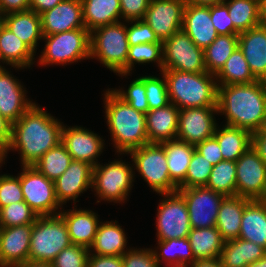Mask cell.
Instances as JSON below:
<instances>
[{"label": "cell", "instance_id": "obj_17", "mask_svg": "<svg viewBox=\"0 0 266 267\" xmlns=\"http://www.w3.org/2000/svg\"><path fill=\"white\" fill-rule=\"evenodd\" d=\"M98 135L81 126L63 125L61 143L73 160L87 162L94 167L105 148V140Z\"/></svg>", "mask_w": 266, "mask_h": 267}, {"label": "cell", "instance_id": "obj_31", "mask_svg": "<svg viewBox=\"0 0 266 267\" xmlns=\"http://www.w3.org/2000/svg\"><path fill=\"white\" fill-rule=\"evenodd\" d=\"M216 127L214 137L217 139L223 160L234 161L252 145V133L248 130L229 125Z\"/></svg>", "mask_w": 266, "mask_h": 267}, {"label": "cell", "instance_id": "obj_41", "mask_svg": "<svg viewBox=\"0 0 266 267\" xmlns=\"http://www.w3.org/2000/svg\"><path fill=\"white\" fill-rule=\"evenodd\" d=\"M206 187L224 196H236V163L223 160L213 165Z\"/></svg>", "mask_w": 266, "mask_h": 267}, {"label": "cell", "instance_id": "obj_60", "mask_svg": "<svg viewBox=\"0 0 266 267\" xmlns=\"http://www.w3.org/2000/svg\"><path fill=\"white\" fill-rule=\"evenodd\" d=\"M226 0H185L186 4L196 5V6H213L216 4H222Z\"/></svg>", "mask_w": 266, "mask_h": 267}, {"label": "cell", "instance_id": "obj_48", "mask_svg": "<svg viewBox=\"0 0 266 267\" xmlns=\"http://www.w3.org/2000/svg\"><path fill=\"white\" fill-rule=\"evenodd\" d=\"M125 22L128 23L126 24V33L129 46L142 43H162L145 20L140 19Z\"/></svg>", "mask_w": 266, "mask_h": 267}, {"label": "cell", "instance_id": "obj_34", "mask_svg": "<svg viewBox=\"0 0 266 267\" xmlns=\"http://www.w3.org/2000/svg\"><path fill=\"white\" fill-rule=\"evenodd\" d=\"M157 242L158 246L155 248L156 250H152L159 266L165 261V267H189L196 260L188 237L157 240Z\"/></svg>", "mask_w": 266, "mask_h": 267}, {"label": "cell", "instance_id": "obj_19", "mask_svg": "<svg viewBox=\"0 0 266 267\" xmlns=\"http://www.w3.org/2000/svg\"><path fill=\"white\" fill-rule=\"evenodd\" d=\"M32 224L0 228V267H16L29 261Z\"/></svg>", "mask_w": 266, "mask_h": 267}, {"label": "cell", "instance_id": "obj_52", "mask_svg": "<svg viewBox=\"0 0 266 267\" xmlns=\"http://www.w3.org/2000/svg\"><path fill=\"white\" fill-rule=\"evenodd\" d=\"M150 0H120L121 19L125 21L144 19Z\"/></svg>", "mask_w": 266, "mask_h": 267}, {"label": "cell", "instance_id": "obj_50", "mask_svg": "<svg viewBox=\"0 0 266 267\" xmlns=\"http://www.w3.org/2000/svg\"><path fill=\"white\" fill-rule=\"evenodd\" d=\"M123 267H160L152 248H130L123 256Z\"/></svg>", "mask_w": 266, "mask_h": 267}, {"label": "cell", "instance_id": "obj_42", "mask_svg": "<svg viewBox=\"0 0 266 267\" xmlns=\"http://www.w3.org/2000/svg\"><path fill=\"white\" fill-rule=\"evenodd\" d=\"M157 63L160 72L163 70V43H142L129 46L127 55V74H118L119 76H128L132 74L136 63ZM135 64V65H134Z\"/></svg>", "mask_w": 266, "mask_h": 267}, {"label": "cell", "instance_id": "obj_23", "mask_svg": "<svg viewBox=\"0 0 266 267\" xmlns=\"http://www.w3.org/2000/svg\"><path fill=\"white\" fill-rule=\"evenodd\" d=\"M182 30L199 48L205 50L218 36L211 20L210 6L186 4Z\"/></svg>", "mask_w": 266, "mask_h": 267}, {"label": "cell", "instance_id": "obj_16", "mask_svg": "<svg viewBox=\"0 0 266 267\" xmlns=\"http://www.w3.org/2000/svg\"><path fill=\"white\" fill-rule=\"evenodd\" d=\"M185 0H150L143 20L163 42L182 29Z\"/></svg>", "mask_w": 266, "mask_h": 267}, {"label": "cell", "instance_id": "obj_29", "mask_svg": "<svg viewBox=\"0 0 266 267\" xmlns=\"http://www.w3.org/2000/svg\"><path fill=\"white\" fill-rule=\"evenodd\" d=\"M238 238L266 249V200H250L245 205Z\"/></svg>", "mask_w": 266, "mask_h": 267}, {"label": "cell", "instance_id": "obj_64", "mask_svg": "<svg viewBox=\"0 0 266 267\" xmlns=\"http://www.w3.org/2000/svg\"><path fill=\"white\" fill-rule=\"evenodd\" d=\"M3 163L5 164L4 152L0 150V167H2Z\"/></svg>", "mask_w": 266, "mask_h": 267}, {"label": "cell", "instance_id": "obj_18", "mask_svg": "<svg viewBox=\"0 0 266 267\" xmlns=\"http://www.w3.org/2000/svg\"><path fill=\"white\" fill-rule=\"evenodd\" d=\"M93 166L87 162L72 160L64 173L54 181L56 197L63 207L68 201H73L81 193L92 189Z\"/></svg>", "mask_w": 266, "mask_h": 267}, {"label": "cell", "instance_id": "obj_51", "mask_svg": "<svg viewBox=\"0 0 266 267\" xmlns=\"http://www.w3.org/2000/svg\"><path fill=\"white\" fill-rule=\"evenodd\" d=\"M211 20L218 35L239 34L240 32L233 26V21L228 14L227 6L216 4L210 6Z\"/></svg>", "mask_w": 266, "mask_h": 267}, {"label": "cell", "instance_id": "obj_30", "mask_svg": "<svg viewBox=\"0 0 266 267\" xmlns=\"http://www.w3.org/2000/svg\"><path fill=\"white\" fill-rule=\"evenodd\" d=\"M35 53L6 26L0 27V63L24 69L33 66Z\"/></svg>", "mask_w": 266, "mask_h": 267}, {"label": "cell", "instance_id": "obj_40", "mask_svg": "<svg viewBox=\"0 0 266 267\" xmlns=\"http://www.w3.org/2000/svg\"><path fill=\"white\" fill-rule=\"evenodd\" d=\"M72 160L65 146L60 142L39 158L33 166L54 182L69 167Z\"/></svg>", "mask_w": 266, "mask_h": 267}, {"label": "cell", "instance_id": "obj_58", "mask_svg": "<svg viewBox=\"0 0 266 267\" xmlns=\"http://www.w3.org/2000/svg\"><path fill=\"white\" fill-rule=\"evenodd\" d=\"M62 1L63 0H30L29 10L41 15L43 12L51 10Z\"/></svg>", "mask_w": 266, "mask_h": 267}, {"label": "cell", "instance_id": "obj_27", "mask_svg": "<svg viewBox=\"0 0 266 267\" xmlns=\"http://www.w3.org/2000/svg\"><path fill=\"white\" fill-rule=\"evenodd\" d=\"M117 223L118 221L112 220L100 222L94 242L89 248L90 254L123 256L130 250L127 248L125 230Z\"/></svg>", "mask_w": 266, "mask_h": 267}, {"label": "cell", "instance_id": "obj_3", "mask_svg": "<svg viewBox=\"0 0 266 267\" xmlns=\"http://www.w3.org/2000/svg\"><path fill=\"white\" fill-rule=\"evenodd\" d=\"M103 101L116 154H128L133 149L149 144L144 113L119 98L111 88L105 91Z\"/></svg>", "mask_w": 266, "mask_h": 267}, {"label": "cell", "instance_id": "obj_55", "mask_svg": "<svg viewBox=\"0 0 266 267\" xmlns=\"http://www.w3.org/2000/svg\"><path fill=\"white\" fill-rule=\"evenodd\" d=\"M30 0H0V13L4 16L10 13L27 11Z\"/></svg>", "mask_w": 266, "mask_h": 267}, {"label": "cell", "instance_id": "obj_9", "mask_svg": "<svg viewBox=\"0 0 266 267\" xmlns=\"http://www.w3.org/2000/svg\"><path fill=\"white\" fill-rule=\"evenodd\" d=\"M134 170L143 177L149 187L157 194L173 193L178 187L171 181L166 153L159 143H149L131 150Z\"/></svg>", "mask_w": 266, "mask_h": 267}, {"label": "cell", "instance_id": "obj_13", "mask_svg": "<svg viewBox=\"0 0 266 267\" xmlns=\"http://www.w3.org/2000/svg\"><path fill=\"white\" fill-rule=\"evenodd\" d=\"M236 163V196L266 200V164L251 146Z\"/></svg>", "mask_w": 266, "mask_h": 267}, {"label": "cell", "instance_id": "obj_63", "mask_svg": "<svg viewBox=\"0 0 266 267\" xmlns=\"http://www.w3.org/2000/svg\"><path fill=\"white\" fill-rule=\"evenodd\" d=\"M247 267H266V254L258 261L249 264Z\"/></svg>", "mask_w": 266, "mask_h": 267}, {"label": "cell", "instance_id": "obj_44", "mask_svg": "<svg viewBox=\"0 0 266 267\" xmlns=\"http://www.w3.org/2000/svg\"><path fill=\"white\" fill-rule=\"evenodd\" d=\"M212 167V163L207 161L205 157L194 150L185 180L178 186V188L206 186L210 178Z\"/></svg>", "mask_w": 266, "mask_h": 267}, {"label": "cell", "instance_id": "obj_37", "mask_svg": "<svg viewBox=\"0 0 266 267\" xmlns=\"http://www.w3.org/2000/svg\"><path fill=\"white\" fill-rule=\"evenodd\" d=\"M215 78L218 85L247 84L257 81L239 47L226 60Z\"/></svg>", "mask_w": 266, "mask_h": 267}, {"label": "cell", "instance_id": "obj_46", "mask_svg": "<svg viewBox=\"0 0 266 267\" xmlns=\"http://www.w3.org/2000/svg\"><path fill=\"white\" fill-rule=\"evenodd\" d=\"M161 78L153 75L144 76L146 99L150 110L162 108L170 103L167 84L163 74Z\"/></svg>", "mask_w": 266, "mask_h": 267}, {"label": "cell", "instance_id": "obj_62", "mask_svg": "<svg viewBox=\"0 0 266 267\" xmlns=\"http://www.w3.org/2000/svg\"><path fill=\"white\" fill-rule=\"evenodd\" d=\"M260 17L262 23L266 24V0H260Z\"/></svg>", "mask_w": 266, "mask_h": 267}, {"label": "cell", "instance_id": "obj_61", "mask_svg": "<svg viewBox=\"0 0 266 267\" xmlns=\"http://www.w3.org/2000/svg\"><path fill=\"white\" fill-rule=\"evenodd\" d=\"M16 267H52L51 263L26 261Z\"/></svg>", "mask_w": 266, "mask_h": 267}, {"label": "cell", "instance_id": "obj_4", "mask_svg": "<svg viewBox=\"0 0 266 267\" xmlns=\"http://www.w3.org/2000/svg\"><path fill=\"white\" fill-rule=\"evenodd\" d=\"M170 103L179 109L217 106L218 84L208 72L189 73L164 69Z\"/></svg>", "mask_w": 266, "mask_h": 267}, {"label": "cell", "instance_id": "obj_54", "mask_svg": "<svg viewBox=\"0 0 266 267\" xmlns=\"http://www.w3.org/2000/svg\"><path fill=\"white\" fill-rule=\"evenodd\" d=\"M87 267H123L122 256L95 255L88 256Z\"/></svg>", "mask_w": 266, "mask_h": 267}, {"label": "cell", "instance_id": "obj_15", "mask_svg": "<svg viewBox=\"0 0 266 267\" xmlns=\"http://www.w3.org/2000/svg\"><path fill=\"white\" fill-rule=\"evenodd\" d=\"M216 113L217 106L180 109L177 139L196 146L212 137L218 125Z\"/></svg>", "mask_w": 266, "mask_h": 267}, {"label": "cell", "instance_id": "obj_49", "mask_svg": "<svg viewBox=\"0 0 266 267\" xmlns=\"http://www.w3.org/2000/svg\"><path fill=\"white\" fill-rule=\"evenodd\" d=\"M21 201H24V198L20 183V173L17 176L0 174V208Z\"/></svg>", "mask_w": 266, "mask_h": 267}, {"label": "cell", "instance_id": "obj_32", "mask_svg": "<svg viewBox=\"0 0 266 267\" xmlns=\"http://www.w3.org/2000/svg\"><path fill=\"white\" fill-rule=\"evenodd\" d=\"M85 28L93 29L121 21L120 0H81Z\"/></svg>", "mask_w": 266, "mask_h": 267}, {"label": "cell", "instance_id": "obj_11", "mask_svg": "<svg viewBox=\"0 0 266 267\" xmlns=\"http://www.w3.org/2000/svg\"><path fill=\"white\" fill-rule=\"evenodd\" d=\"M159 195L164 198L157 208V240L188 237L191 225L184 197L178 191Z\"/></svg>", "mask_w": 266, "mask_h": 267}, {"label": "cell", "instance_id": "obj_65", "mask_svg": "<svg viewBox=\"0 0 266 267\" xmlns=\"http://www.w3.org/2000/svg\"><path fill=\"white\" fill-rule=\"evenodd\" d=\"M4 16L0 13V27L3 25Z\"/></svg>", "mask_w": 266, "mask_h": 267}, {"label": "cell", "instance_id": "obj_43", "mask_svg": "<svg viewBox=\"0 0 266 267\" xmlns=\"http://www.w3.org/2000/svg\"><path fill=\"white\" fill-rule=\"evenodd\" d=\"M37 214L25 202H15L0 208V228L33 224Z\"/></svg>", "mask_w": 266, "mask_h": 267}, {"label": "cell", "instance_id": "obj_22", "mask_svg": "<svg viewBox=\"0 0 266 267\" xmlns=\"http://www.w3.org/2000/svg\"><path fill=\"white\" fill-rule=\"evenodd\" d=\"M238 47L242 51L253 76L266 81V24L261 23L238 34Z\"/></svg>", "mask_w": 266, "mask_h": 267}, {"label": "cell", "instance_id": "obj_12", "mask_svg": "<svg viewBox=\"0 0 266 267\" xmlns=\"http://www.w3.org/2000/svg\"><path fill=\"white\" fill-rule=\"evenodd\" d=\"M162 43L163 70L207 72L204 64V50L199 48L182 29Z\"/></svg>", "mask_w": 266, "mask_h": 267}, {"label": "cell", "instance_id": "obj_1", "mask_svg": "<svg viewBox=\"0 0 266 267\" xmlns=\"http://www.w3.org/2000/svg\"><path fill=\"white\" fill-rule=\"evenodd\" d=\"M34 103L16 122L12 123L11 141L4 159L19 151L21 166H33L47 151L61 142L63 122Z\"/></svg>", "mask_w": 266, "mask_h": 267}, {"label": "cell", "instance_id": "obj_38", "mask_svg": "<svg viewBox=\"0 0 266 267\" xmlns=\"http://www.w3.org/2000/svg\"><path fill=\"white\" fill-rule=\"evenodd\" d=\"M237 47L238 34L218 35L204 50L206 71L216 75Z\"/></svg>", "mask_w": 266, "mask_h": 267}, {"label": "cell", "instance_id": "obj_24", "mask_svg": "<svg viewBox=\"0 0 266 267\" xmlns=\"http://www.w3.org/2000/svg\"><path fill=\"white\" fill-rule=\"evenodd\" d=\"M63 208L59 215L64 219L72 244L90 248L94 242L100 220L92 210Z\"/></svg>", "mask_w": 266, "mask_h": 267}, {"label": "cell", "instance_id": "obj_5", "mask_svg": "<svg viewBox=\"0 0 266 267\" xmlns=\"http://www.w3.org/2000/svg\"><path fill=\"white\" fill-rule=\"evenodd\" d=\"M128 50L124 21L100 26L90 32V58L98 59L116 75L127 74Z\"/></svg>", "mask_w": 266, "mask_h": 267}, {"label": "cell", "instance_id": "obj_20", "mask_svg": "<svg viewBox=\"0 0 266 267\" xmlns=\"http://www.w3.org/2000/svg\"><path fill=\"white\" fill-rule=\"evenodd\" d=\"M40 16L43 36L85 28L81 0H63Z\"/></svg>", "mask_w": 266, "mask_h": 267}, {"label": "cell", "instance_id": "obj_28", "mask_svg": "<svg viewBox=\"0 0 266 267\" xmlns=\"http://www.w3.org/2000/svg\"><path fill=\"white\" fill-rule=\"evenodd\" d=\"M249 198L241 196H226L219 207L216 228L224 242L235 240L239 237L241 219L245 205Z\"/></svg>", "mask_w": 266, "mask_h": 267}, {"label": "cell", "instance_id": "obj_6", "mask_svg": "<svg viewBox=\"0 0 266 267\" xmlns=\"http://www.w3.org/2000/svg\"><path fill=\"white\" fill-rule=\"evenodd\" d=\"M71 244L66 224L59 214L38 216L32 224L29 261L51 263Z\"/></svg>", "mask_w": 266, "mask_h": 267}, {"label": "cell", "instance_id": "obj_45", "mask_svg": "<svg viewBox=\"0 0 266 267\" xmlns=\"http://www.w3.org/2000/svg\"><path fill=\"white\" fill-rule=\"evenodd\" d=\"M119 98L128 103L139 112L146 114L150 109L146 99V89L144 86V76L135 78L127 90L124 88L111 89Z\"/></svg>", "mask_w": 266, "mask_h": 267}, {"label": "cell", "instance_id": "obj_53", "mask_svg": "<svg viewBox=\"0 0 266 267\" xmlns=\"http://www.w3.org/2000/svg\"><path fill=\"white\" fill-rule=\"evenodd\" d=\"M195 150L213 165H216L220 161H223L219 143L214 136L205 139L203 142L197 144L195 146Z\"/></svg>", "mask_w": 266, "mask_h": 267}, {"label": "cell", "instance_id": "obj_33", "mask_svg": "<svg viewBox=\"0 0 266 267\" xmlns=\"http://www.w3.org/2000/svg\"><path fill=\"white\" fill-rule=\"evenodd\" d=\"M266 254V249L248 240L237 238L224 242L220 260L223 267H247Z\"/></svg>", "mask_w": 266, "mask_h": 267}, {"label": "cell", "instance_id": "obj_47", "mask_svg": "<svg viewBox=\"0 0 266 267\" xmlns=\"http://www.w3.org/2000/svg\"><path fill=\"white\" fill-rule=\"evenodd\" d=\"M89 249L71 244L64 248L51 262L52 267H87Z\"/></svg>", "mask_w": 266, "mask_h": 267}, {"label": "cell", "instance_id": "obj_39", "mask_svg": "<svg viewBox=\"0 0 266 267\" xmlns=\"http://www.w3.org/2000/svg\"><path fill=\"white\" fill-rule=\"evenodd\" d=\"M228 14L233 26L243 32L262 23L260 17V0H226Z\"/></svg>", "mask_w": 266, "mask_h": 267}, {"label": "cell", "instance_id": "obj_14", "mask_svg": "<svg viewBox=\"0 0 266 267\" xmlns=\"http://www.w3.org/2000/svg\"><path fill=\"white\" fill-rule=\"evenodd\" d=\"M185 199L191 228L215 227L219 207L226 197L206 186L178 188Z\"/></svg>", "mask_w": 266, "mask_h": 267}, {"label": "cell", "instance_id": "obj_21", "mask_svg": "<svg viewBox=\"0 0 266 267\" xmlns=\"http://www.w3.org/2000/svg\"><path fill=\"white\" fill-rule=\"evenodd\" d=\"M10 73L4 66H0V113L14 123L35 102L26 98V88Z\"/></svg>", "mask_w": 266, "mask_h": 267}, {"label": "cell", "instance_id": "obj_26", "mask_svg": "<svg viewBox=\"0 0 266 267\" xmlns=\"http://www.w3.org/2000/svg\"><path fill=\"white\" fill-rule=\"evenodd\" d=\"M3 25L19 37L35 54L43 39L41 16L32 10L4 15Z\"/></svg>", "mask_w": 266, "mask_h": 267}, {"label": "cell", "instance_id": "obj_10", "mask_svg": "<svg viewBox=\"0 0 266 267\" xmlns=\"http://www.w3.org/2000/svg\"><path fill=\"white\" fill-rule=\"evenodd\" d=\"M21 168L20 183L24 201L37 216L59 214L63 207L56 197L54 182L34 166H21Z\"/></svg>", "mask_w": 266, "mask_h": 267}, {"label": "cell", "instance_id": "obj_59", "mask_svg": "<svg viewBox=\"0 0 266 267\" xmlns=\"http://www.w3.org/2000/svg\"><path fill=\"white\" fill-rule=\"evenodd\" d=\"M220 257L211 259H196L189 267H220Z\"/></svg>", "mask_w": 266, "mask_h": 267}, {"label": "cell", "instance_id": "obj_8", "mask_svg": "<svg viewBox=\"0 0 266 267\" xmlns=\"http://www.w3.org/2000/svg\"><path fill=\"white\" fill-rule=\"evenodd\" d=\"M125 160H113L108 164H100L93 167L92 189L99 199V203L105 202L125 203L130 190L134 186V167ZM128 196V197H127Z\"/></svg>", "mask_w": 266, "mask_h": 267}, {"label": "cell", "instance_id": "obj_7", "mask_svg": "<svg viewBox=\"0 0 266 267\" xmlns=\"http://www.w3.org/2000/svg\"><path fill=\"white\" fill-rule=\"evenodd\" d=\"M43 41L45 47L37 61L42 66L90 59V32L86 28L43 36Z\"/></svg>", "mask_w": 266, "mask_h": 267}, {"label": "cell", "instance_id": "obj_25", "mask_svg": "<svg viewBox=\"0 0 266 267\" xmlns=\"http://www.w3.org/2000/svg\"><path fill=\"white\" fill-rule=\"evenodd\" d=\"M180 109L173 103L149 110L145 114L146 131L149 143H162L176 140Z\"/></svg>", "mask_w": 266, "mask_h": 267}, {"label": "cell", "instance_id": "obj_35", "mask_svg": "<svg viewBox=\"0 0 266 267\" xmlns=\"http://www.w3.org/2000/svg\"><path fill=\"white\" fill-rule=\"evenodd\" d=\"M165 150L171 181L178 187L186 177L195 146L176 140L159 143Z\"/></svg>", "mask_w": 266, "mask_h": 267}, {"label": "cell", "instance_id": "obj_36", "mask_svg": "<svg viewBox=\"0 0 266 267\" xmlns=\"http://www.w3.org/2000/svg\"><path fill=\"white\" fill-rule=\"evenodd\" d=\"M195 259H211L220 257L224 241L215 227L191 228L188 234Z\"/></svg>", "mask_w": 266, "mask_h": 267}, {"label": "cell", "instance_id": "obj_2", "mask_svg": "<svg viewBox=\"0 0 266 267\" xmlns=\"http://www.w3.org/2000/svg\"><path fill=\"white\" fill-rule=\"evenodd\" d=\"M217 111L229 126L251 133L266 127V81L218 85Z\"/></svg>", "mask_w": 266, "mask_h": 267}, {"label": "cell", "instance_id": "obj_57", "mask_svg": "<svg viewBox=\"0 0 266 267\" xmlns=\"http://www.w3.org/2000/svg\"><path fill=\"white\" fill-rule=\"evenodd\" d=\"M12 123L0 113V150L5 153L11 141Z\"/></svg>", "mask_w": 266, "mask_h": 267}, {"label": "cell", "instance_id": "obj_56", "mask_svg": "<svg viewBox=\"0 0 266 267\" xmlns=\"http://www.w3.org/2000/svg\"><path fill=\"white\" fill-rule=\"evenodd\" d=\"M251 146L266 164V127L252 133Z\"/></svg>", "mask_w": 266, "mask_h": 267}]
</instances>
